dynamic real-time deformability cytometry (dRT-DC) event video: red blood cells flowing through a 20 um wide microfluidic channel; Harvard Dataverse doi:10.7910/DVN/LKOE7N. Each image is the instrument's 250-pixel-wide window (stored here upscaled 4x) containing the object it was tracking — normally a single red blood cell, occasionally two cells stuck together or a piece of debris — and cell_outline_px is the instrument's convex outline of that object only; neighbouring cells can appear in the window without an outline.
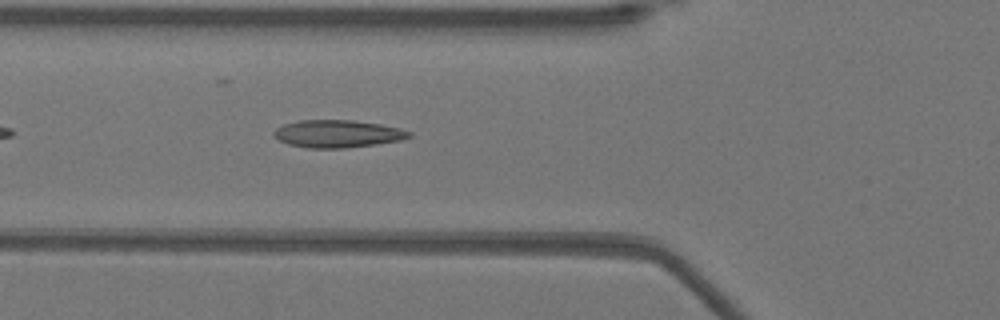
{"species": "Egyptian fruit bat (a non-hibernating species)", "species_latin": "Rousettus aegyptiacus", "temperature_condition": "warm", "stored_images_in_passage": 39, "camera_frame_rate_fps": 3000, "um_per_image_px": 0.085, "animal": {"sex": "female"}, "frame": {"image": 1, "passage_image": 6, "time_ms": 1.667, "image_size_px": [1000, 320], "cell_outline_px": [[412, 136], [400, 140], [344, 148], [308, 148], [288, 144], [272, 136], [272, 132], [276, 128], [284, 124], [300, 120], [352, 120], [380, 124], [400, 128], [412, 132]], "centroid_in_image_um": [28.66, 11.36], "position_along_channel_um": 97.1, "area_um2": 21.62}}
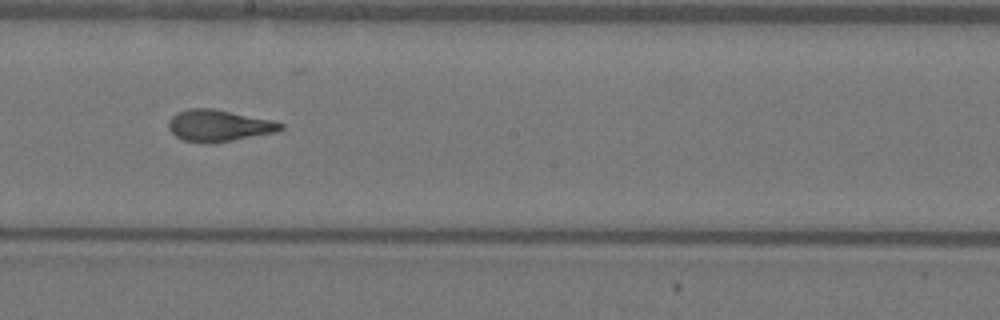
{"frame": {"image": 2, "passage_image": 16, "time_ms": 5.0, "image_size_px": [1000, 320], "cell_outline_px": [[284, 128], [276, 132], [212, 144], [208, 144], [184, 140], [176, 136], [168, 128], [168, 120], [176, 112], [188, 108], [212, 108], [272, 120], [284, 124]], "centroid_in_image_um": [18.57, 10.68], "position_along_channel_um": 229.6, "area_um2": 20.75}}
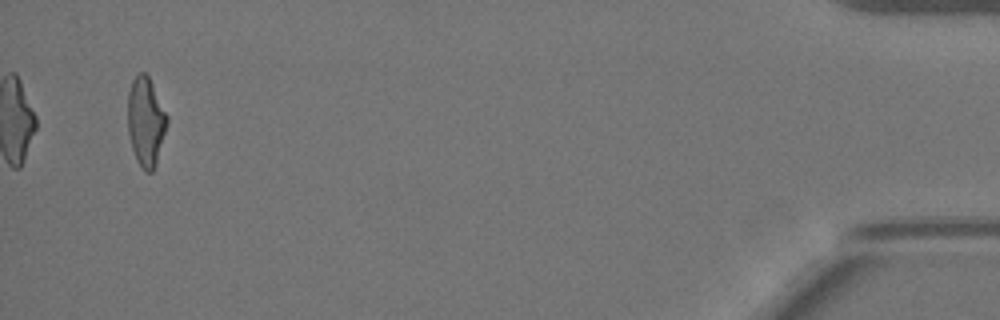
{"frame": {"image": 3, "passage_image": 37, "time_ms": 12.0, "image_size_px": [1000, 320], "cell_outline_px": [[168, 124], [156, 164], [152, 172], [144, 172], [136, 160], [132, 148], [128, 132], [128, 92], [132, 80], [140, 72], [144, 72], [148, 76], [168, 116]], "centroid_in_image_um": [12.39, 10.36], "position_along_channel_um": 422.8, "area_um2": 20.4}, "authors_computed_cell_mechanics": {"area_um2": 20.6924, "velocity_mm_per_s": 3.9559, "shape_relaxation_time_tau1_ms": null, "shape_relaxation_time_tau2_ms": 1.2088, "deformation_change_tau1": null, "deformation_change_tau2": 0.0649}}